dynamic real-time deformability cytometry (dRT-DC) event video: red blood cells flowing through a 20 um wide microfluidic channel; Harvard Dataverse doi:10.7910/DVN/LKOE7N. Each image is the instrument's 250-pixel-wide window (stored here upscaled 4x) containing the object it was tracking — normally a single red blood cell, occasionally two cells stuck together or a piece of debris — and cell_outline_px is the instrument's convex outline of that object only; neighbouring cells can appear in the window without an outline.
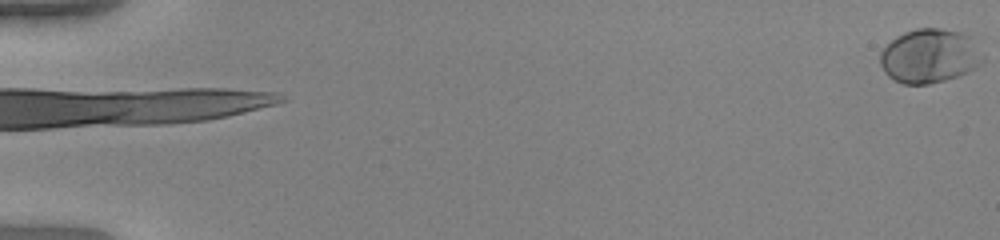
{"species": "human", "species_latin": "Homo sapiens", "temperature_condition": "warm", "stored_images_in_passage": 55, "camera_frame_rate_fps": 3000, "um_per_image_px": 0.085, "donor": {"sex": "female"}, "frame": {"image": 1, "passage_image": 1, "time_ms": 0.0, "image_size_px": [1000, 240], "cell_outline_px": [[984, 60], [976, 68], [960, 76], [928, 84], [904, 84], [888, 76], [884, 72], [880, 64], [880, 52], [896, 36], [904, 32], [916, 28], [940, 28], [960, 32], [968, 36], [984, 56]], "centroid_in_image_um": [79.01, 4.76], "position_along_channel_um": 6.0, "area_um2": 32.31}}
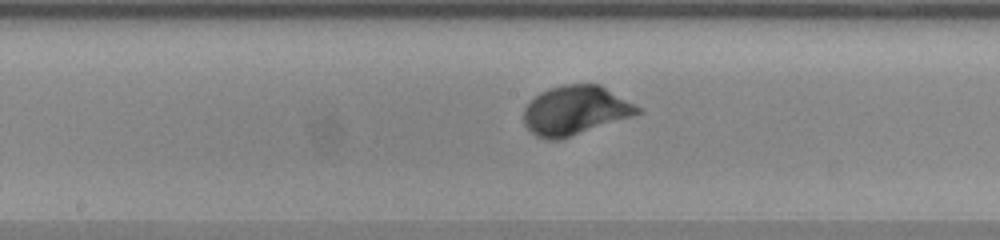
{"frame": {"image": 2, "passage_image": 31, "time_ms": 10.0, "image_size_px": [1000, 240], "cell_outline_px": [[644, 112], [560, 140], [544, 140], [536, 136], [524, 124], [524, 108], [540, 92], [548, 88], [564, 84], [600, 84], [644, 108]], "centroid_in_image_um": [48.94, 9.38], "position_along_channel_um": 199.3, "area_um2": 32.83}}
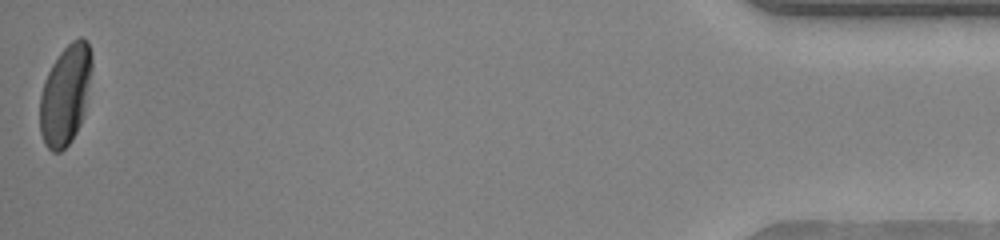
{"frame": {"image": 3, "passage_image": 55, "time_ms": 18.0, "image_size_px": [1000, 240], "cell_outline_px": [[92, 68], [84, 108], [80, 124], [72, 140], [60, 152], [52, 152], [44, 144], [40, 132], [40, 96], [44, 80], [52, 64], [60, 52], [72, 40], [80, 36], [88, 40], [92, 52]], "centroid_in_image_um": [5.55, 8.03], "position_along_channel_um": 429.6, "area_um2": 30.29}, "authors_computed_cell_mechanics": {"area_um2": 30.9808, "velocity_mm_per_s": 3.9163, "shape_relaxation_time_tau1_ms": 1.7754, "shape_relaxation_time_tau2_ms": null, "deformation_change_tau1": 0.1384, "deformation_change_tau2": null}}